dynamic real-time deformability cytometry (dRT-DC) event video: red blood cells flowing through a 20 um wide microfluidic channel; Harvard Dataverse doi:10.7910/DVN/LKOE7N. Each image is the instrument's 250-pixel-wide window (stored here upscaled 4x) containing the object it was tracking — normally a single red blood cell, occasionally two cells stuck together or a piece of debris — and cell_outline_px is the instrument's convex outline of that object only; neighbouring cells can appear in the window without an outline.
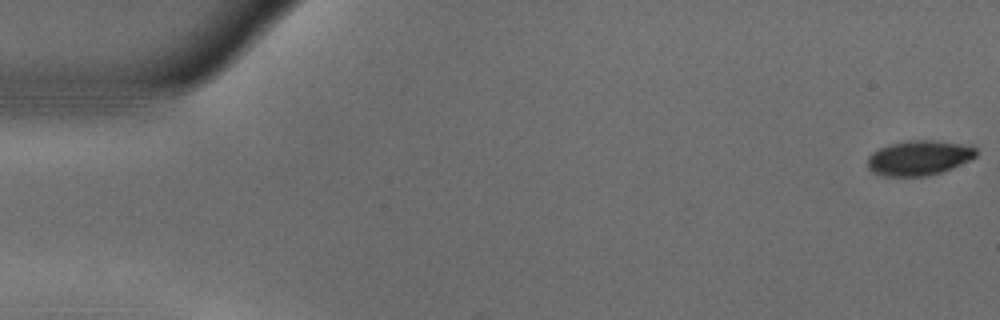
{"species": "common noctule bat (a hibernating species)", "species_latin": "Nyctalus noctula", "temperature_condition": "warm", "stored_images_in_passage": 54, "camera_frame_rate_fps": 3000, "um_per_image_px": 0.085, "animal": {"sex": "male", "body_mass_g": 18.8}, "frame": {"image": 1, "passage_image": 1, "time_ms": 0.0, "image_size_px": [1000, 320], "cell_outline_px": [[976, 156], [952, 168], [928, 176], [884, 176], [872, 172], [868, 168], [868, 156], [872, 152], [888, 144], [908, 140], [932, 140], [964, 144], [976, 148]], "centroid_in_image_um": [78.08, 13.41], "position_along_channel_um": 6.9, "area_um2": 22.02}}
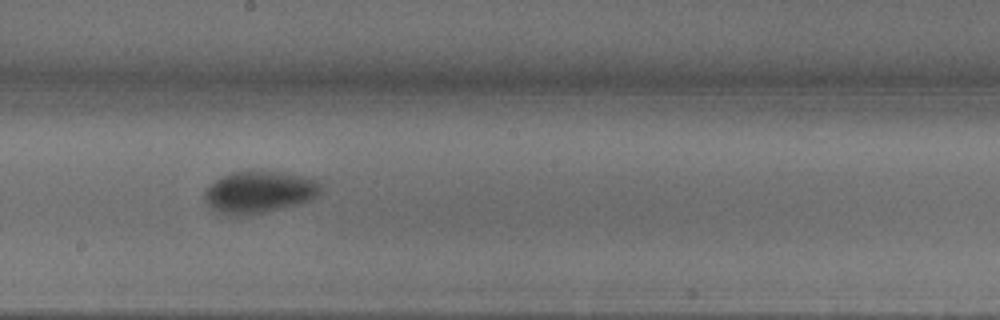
{"frame": {"image": 2, "passage_image": 30, "time_ms": 9.667, "image_size_px": [1000, 320], "cell_outline_px": [[324, 188], [316, 196], [308, 200], [296, 204], [280, 208], [240, 216], [228, 216], [216, 212], [204, 200], [204, 192], [216, 180], [232, 172], [280, 172], [304, 176], [320, 180], [324, 184]], "centroid_in_image_um": [22.06, 16.33], "position_along_channel_um": 226.1, "area_um2": 28.15}}
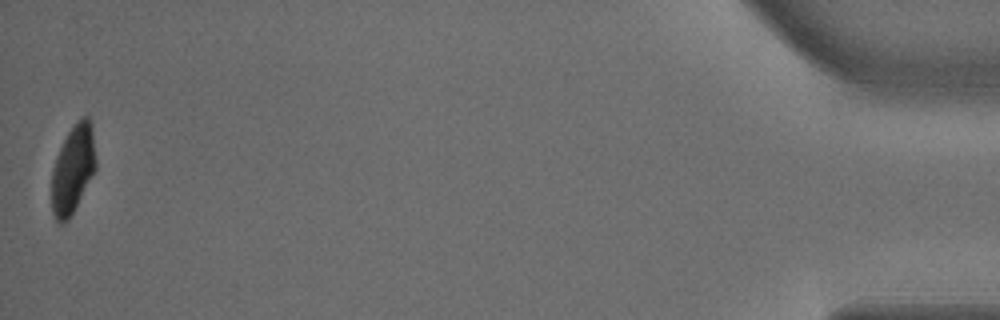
{"frame": {"image": 3, "passage_image": 54, "time_ms": 17.667, "image_size_px": [1000, 320], "cell_outline_px": [[96, 168], [68, 220], [60, 224], [56, 220], [52, 212], [52, 172], [56, 156], [68, 132], [80, 116], [88, 116], [92, 124], [96, 160]], "centroid_in_image_um": [6.2, 14.34], "position_along_channel_um": 429.0, "area_um2": 22.48}, "authors_computed_cell_mechanics": {"area_um2": 25.7499, "velocity_mm_per_s": 3.7182, "shape_relaxation_time_tau1_ms": 2.5422, "shape_relaxation_time_tau2_ms": 3.2592, "deformation_change_tau1": 0.1457, "deformation_change_tau2": 0.0311}}